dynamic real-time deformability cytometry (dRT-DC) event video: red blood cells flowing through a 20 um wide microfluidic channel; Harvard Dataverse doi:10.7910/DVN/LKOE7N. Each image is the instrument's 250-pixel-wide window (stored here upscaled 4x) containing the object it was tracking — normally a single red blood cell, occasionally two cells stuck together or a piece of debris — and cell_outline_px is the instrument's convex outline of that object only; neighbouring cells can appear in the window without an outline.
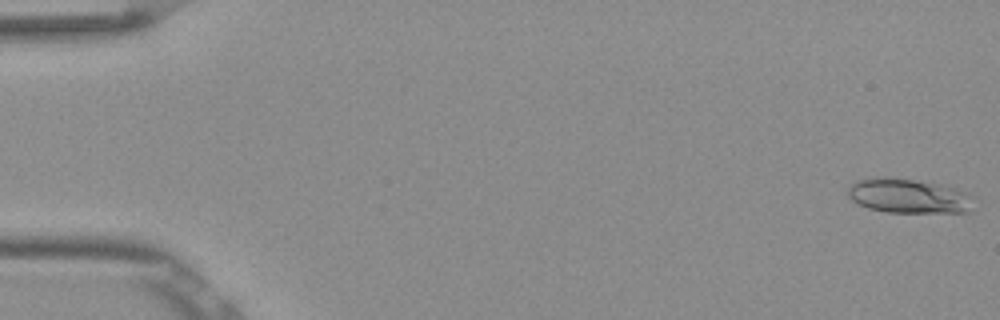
{"species": "Egyptian fruit bat (a non-hibernating species)", "species_latin": "Rousettus aegyptiacus", "temperature_condition": "room temperature", "stored_images_in_passage": 53, "camera_frame_rate_fps": 3000, "um_per_image_px": 0.085, "frame": {"image": 1, "passage_image": 1, "time_ms": 0.0, "image_size_px": [1000, 320], "cell_outline_px": [[968, 212], [888, 212], [868, 208], [856, 204], [848, 196], [848, 184], [856, 180], [872, 176], [888, 176], [936, 184], [968, 192]], "centroid_in_image_um": [77.04, 16.63], "position_along_channel_um": 8.0, "area_um2": 24.97}}
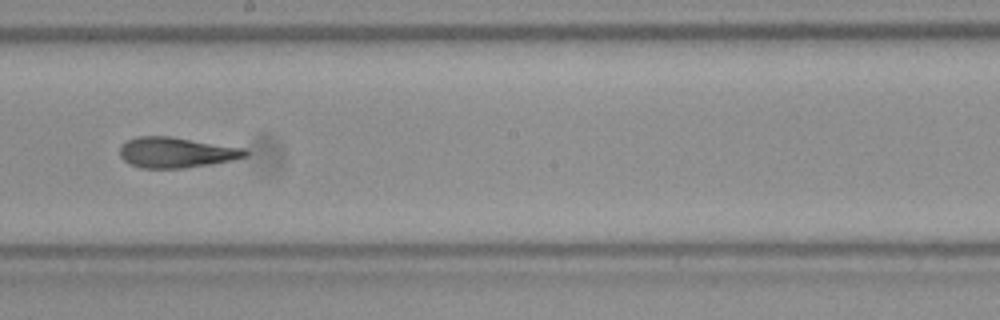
{"frame": {"image": 2, "passage_image": 30, "time_ms": 9.667, "image_size_px": [1000, 320], "cell_outline_px": [[248, 156], [232, 160], [212, 164], [184, 168], [140, 168], [124, 160], [120, 156], [120, 144], [136, 136], [168, 136], [244, 148], [248, 152]], "centroid_in_image_um": [14.97, 12.96], "position_along_channel_um": 233.2, "area_um2": 22.25}}
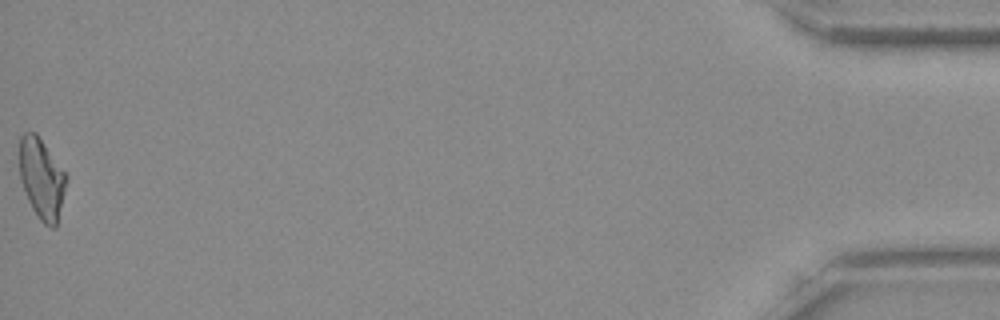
{"frame": {"image": 3, "passage_image": 53, "time_ms": 17.333, "image_size_px": [1000, 320], "cell_outline_px": [[68, 176], [56, 228], [52, 228], [44, 224], [40, 220], [32, 208], [28, 200], [20, 180], [20, 136], [24, 132], [36, 132]], "centroid_in_image_um": [3.55, 15.18], "position_along_channel_um": 431.7, "area_um2": 21.91}, "authors_computed_cell_mechanics": {"area_um2": 22.4264, "velocity_mm_per_s": 3.867, "shape_relaxation_time_tau1_ms": 5.3361, "shape_relaxation_time_tau2_ms": 2.6861, "deformation_change_tau1": 0.2004, "deformation_change_tau2": 0.1344}}